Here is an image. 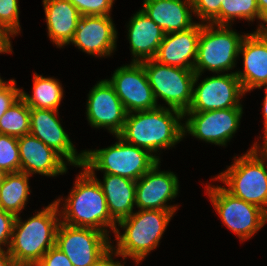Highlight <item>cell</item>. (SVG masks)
I'll use <instances>...</instances> for the list:
<instances>
[{
  "instance_id": "1",
  "label": "cell",
  "mask_w": 267,
  "mask_h": 266,
  "mask_svg": "<svg viewBox=\"0 0 267 266\" xmlns=\"http://www.w3.org/2000/svg\"><path fill=\"white\" fill-rule=\"evenodd\" d=\"M183 118L181 111L163 105L152 110L127 113L118 136L153 155V152L173 147L182 140L184 125L180 121Z\"/></svg>"
},
{
  "instance_id": "2",
  "label": "cell",
  "mask_w": 267,
  "mask_h": 266,
  "mask_svg": "<svg viewBox=\"0 0 267 266\" xmlns=\"http://www.w3.org/2000/svg\"><path fill=\"white\" fill-rule=\"evenodd\" d=\"M62 198L54 200L42 211L22 222L16 216L7 251L16 266H35L43 255L55 246L56 233L61 222L59 205Z\"/></svg>"
},
{
  "instance_id": "3",
  "label": "cell",
  "mask_w": 267,
  "mask_h": 266,
  "mask_svg": "<svg viewBox=\"0 0 267 266\" xmlns=\"http://www.w3.org/2000/svg\"><path fill=\"white\" fill-rule=\"evenodd\" d=\"M82 170L60 210L61 222L73 227L93 228L107 235V227L115 232L117 224L110 216L102 188L85 168Z\"/></svg>"
},
{
  "instance_id": "4",
  "label": "cell",
  "mask_w": 267,
  "mask_h": 266,
  "mask_svg": "<svg viewBox=\"0 0 267 266\" xmlns=\"http://www.w3.org/2000/svg\"><path fill=\"white\" fill-rule=\"evenodd\" d=\"M175 211L138 210L118 222L125 232L121 235L115 230L116 248L112 246L114 256L124 259L130 257L139 264L159 245L165 229ZM116 250V251H115Z\"/></svg>"
},
{
  "instance_id": "5",
  "label": "cell",
  "mask_w": 267,
  "mask_h": 266,
  "mask_svg": "<svg viewBox=\"0 0 267 266\" xmlns=\"http://www.w3.org/2000/svg\"><path fill=\"white\" fill-rule=\"evenodd\" d=\"M259 147L255 142L248 152L235 157L233 164L214 179L228 186L224 189L234 197L258 206L267 214V145Z\"/></svg>"
},
{
  "instance_id": "6",
  "label": "cell",
  "mask_w": 267,
  "mask_h": 266,
  "mask_svg": "<svg viewBox=\"0 0 267 266\" xmlns=\"http://www.w3.org/2000/svg\"><path fill=\"white\" fill-rule=\"evenodd\" d=\"M118 141L110 147L84 151L82 168L88 172L94 170L139 180L155 164L159 156L152 155L148 150L125 142L116 135Z\"/></svg>"
},
{
  "instance_id": "7",
  "label": "cell",
  "mask_w": 267,
  "mask_h": 266,
  "mask_svg": "<svg viewBox=\"0 0 267 266\" xmlns=\"http://www.w3.org/2000/svg\"><path fill=\"white\" fill-rule=\"evenodd\" d=\"M230 28L231 25L201 23L197 58L193 68L196 74L202 75L205 70L218 74L235 67L241 42L246 34L240 35Z\"/></svg>"
},
{
  "instance_id": "8",
  "label": "cell",
  "mask_w": 267,
  "mask_h": 266,
  "mask_svg": "<svg viewBox=\"0 0 267 266\" xmlns=\"http://www.w3.org/2000/svg\"><path fill=\"white\" fill-rule=\"evenodd\" d=\"M140 63L146 71L156 101L160 97L168 108L179 110L184 114L192 101L195 71L163 65L154 59Z\"/></svg>"
},
{
  "instance_id": "9",
  "label": "cell",
  "mask_w": 267,
  "mask_h": 266,
  "mask_svg": "<svg viewBox=\"0 0 267 266\" xmlns=\"http://www.w3.org/2000/svg\"><path fill=\"white\" fill-rule=\"evenodd\" d=\"M109 236L93 228L73 227L60 222L55 246L73 266H95L111 251Z\"/></svg>"
},
{
  "instance_id": "10",
  "label": "cell",
  "mask_w": 267,
  "mask_h": 266,
  "mask_svg": "<svg viewBox=\"0 0 267 266\" xmlns=\"http://www.w3.org/2000/svg\"><path fill=\"white\" fill-rule=\"evenodd\" d=\"M208 196L223 224L241 241L250 239L267 222V214L258 206L236 198L224 186H207Z\"/></svg>"
},
{
  "instance_id": "11",
  "label": "cell",
  "mask_w": 267,
  "mask_h": 266,
  "mask_svg": "<svg viewBox=\"0 0 267 266\" xmlns=\"http://www.w3.org/2000/svg\"><path fill=\"white\" fill-rule=\"evenodd\" d=\"M200 74L194 78L192 101L186 112H205L226 108H243L240 97L245 94L236 72L208 77L196 86Z\"/></svg>"
},
{
  "instance_id": "12",
  "label": "cell",
  "mask_w": 267,
  "mask_h": 266,
  "mask_svg": "<svg viewBox=\"0 0 267 266\" xmlns=\"http://www.w3.org/2000/svg\"><path fill=\"white\" fill-rule=\"evenodd\" d=\"M243 108H226L205 112H185L184 137L188 132L206 143L226 146L237 132Z\"/></svg>"
},
{
  "instance_id": "13",
  "label": "cell",
  "mask_w": 267,
  "mask_h": 266,
  "mask_svg": "<svg viewBox=\"0 0 267 266\" xmlns=\"http://www.w3.org/2000/svg\"><path fill=\"white\" fill-rule=\"evenodd\" d=\"M113 86L127 113L152 110L159 105L141 63L131 62L116 69L107 79Z\"/></svg>"
},
{
  "instance_id": "14",
  "label": "cell",
  "mask_w": 267,
  "mask_h": 266,
  "mask_svg": "<svg viewBox=\"0 0 267 266\" xmlns=\"http://www.w3.org/2000/svg\"><path fill=\"white\" fill-rule=\"evenodd\" d=\"M87 119L94 128H107L118 135L126 121L127 111L107 79L98 81L88 94Z\"/></svg>"
},
{
  "instance_id": "15",
  "label": "cell",
  "mask_w": 267,
  "mask_h": 266,
  "mask_svg": "<svg viewBox=\"0 0 267 266\" xmlns=\"http://www.w3.org/2000/svg\"><path fill=\"white\" fill-rule=\"evenodd\" d=\"M160 161L136 181L135 205L140 210L176 211L166 202L178 195L179 180L171 171H160Z\"/></svg>"
},
{
  "instance_id": "16",
  "label": "cell",
  "mask_w": 267,
  "mask_h": 266,
  "mask_svg": "<svg viewBox=\"0 0 267 266\" xmlns=\"http://www.w3.org/2000/svg\"><path fill=\"white\" fill-rule=\"evenodd\" d=\"M57 115V110L30 108V134L59 153L66 163L82 167L84 151L77 153Z\"/></svg>"
},
{
  "instance_id": "17",
  "label": "cell",
  "mask_w": 267,
  "mask_h": 266,
  "mask_svg": "<svg viewBox=\"0 0 267 266\" xmlns=\"http://www.w3.org/2000/svg\"><path fill=\"white\" fill-rule=\"evenodd\" d=\"M112 21L110 16H81L70 43L92 56H110L117 41Z\"/></svg>"
},
{
  "instance_id": "18",
  "label": "cell",
  "mask_w": 267,
  "mask_h": 266,
  "mask_svg": "<svg viewBox=\"0 0 267 266\" xmlns=\"http://www.w3.org/2000/svg\"><path fill=\"white\" fill-rule=\"evenodd\" d=\"M243 56L244 71H237L244 92L267 84V30H256L243 38L239 55Z\"/></svg>"
},
{
  "instance_id": "19",
  "label": "cell",
  "mask_w": 267,
  "mask_h": 266,
  "mask_svg": "<svg viewBox=\"0 0 267 266\" xmlns=\"http://www.w3.org/2000/svg\"><path fill=\"white\" fill-rule=\"evenodd\" d=\"M21 172L54 177L67 172L64 158L31 134L18 138Z\"/></svg>"
},
{
  "instance_id": "20",
  "label": "cell",
  "mask_w": 267,
  "mask_h": 266,
  "mask_svg": "<svg viewBox=\"0 0 267 266\" xmlns=\"http://www.w3.org/2000/svg\"><path fill=\"white\" fill-rule=\"evenodd\" d=\"M200 32L199 22L188 30L165 34L154 60L163 65L193 69Z\"/></svg>"
},
{
  "instance_id": "21",
  "label": "cell",
  "mask_w": 267,
  "mask_h": 266,
  "mask_svg": "<svg viewBox=\"0 0 267 266\" xmlns=\"http://www.w3.org/2000/svg\"><path fill=\"white\" fill-rule=\"evenodd\" d=\"M165 34L188 30L193 22L192 0H144L141 9Z\"/></svg>"
},
{
  "instance_id": "22",
  "label": "cell",
  "mask_w": 267,
  "mask_h": 266,
  "mask_svg": "<svg viewBox=\"0 0 267 266\" xmlns=\"http://www.w3.org/2000/svg\"><path fill=\"white\" fill-rule=\"evenodd\" d=\"M128 27V40L132 62L140 63L154 59L165 33L142 10L131 17Z\"/></svg>"
},
{
  "instance_id": "23",
  "label": "cell",
  "mask_w": 267,
  "mask_h": 266,
  "mask_svg": "<svg viewBox=\"0 0 267 266\" xmlns=\"http://www.w3.org/2000/svg\"><path fill=\"white\" fill-rule=\"evenodd\" d=\"M47 30L57 47L70 44L81 18L80 12L69 0H43Z\"/></svg>"
},
{
  "instance_id": "24",
  "label": "cell",
  "mask_w": 267,
  "mask_h": 266,
  "mask_svg": "<svg viewBox=\"0 0 267 266\" xmlns=\"http://www.w3.org/2000/svg\"><path fill=\"white\" fill-rule=\"evenodd\" d=\"M89 173L102 188L110 216L116 223L134 213L136 181L122 176L104 174L101 182L94 172Z\"/></svg>"
},
{
  "instance_id": "25",
  "label": "cell",
  "mask_w": 267,
  "mask_h": 266,
  "mask_svg": "<svg viewBox=\"0 0 267 266\" xmlns=\"http://www.w3.org/2000/svg\"><path fill=\"white\" fill-rule=\"evenodd\" d=\"M29 176L21 171L6 174L0 186V209L19 215L30 194Z\"/></svg>"
},
{
  "instance_id": "26",
  "label": "cell",
  "mask_w": 267,
  "mask_h": 266,
  "mask_svg": "<svg viewBox=\"0 0 267 266\" xmlns=\"http://www.w3.org/2000/svg\"><path fill=\"white\" fill-rule=\"evenodd\" d=\"M33 95L21 90L20 97L29 108L57 110L63 98V88L59 80L34 73Z\"/></svg>"
},
{
  "instance_id": "27",
  "label": "cell",
  "mask_w": 267,
  "mask_h": 266,
  "mask_svg": "<svg viewBox=\"0 0 267 266\" xmlns=\"http://www.w3.org/2000/svg\"><path fill=\"white\" fill-rule=\"evenodd\" d=\"M0 134L16 138L30 134V108L21 97L0 118Z\"/></svg>"
},
{
  "instance_id": "28",
  "label": "cell",
  "mask_w": 267,
  "mask_h": 266,
  "mask_svg": "<svg viewBox=\"0 0 267 266\" xmlns=\"http://www.w3.org/2000/svg\"><path fill=\"white\" fill-rule=\"evenodd\" d=\"M260 20L256 0H223L220 5L219 25H229L234 19Z\"/></svg>"
},
{
  "instance_id": "29",
  "label": "cell",
  "mask_w": 267,
  "mask_h": 266,
  "mask_svg": "<svg viewBox=\"0 0 267 266\" xmlns=\"http://www.w3.org/2000/svg\"><path fill=\"white\" fill-rule=\"evenodd\" d=\"M0 169L6 173L21 171L18 138L0 134Z\"/></svg>"
},
{
  "instance_id": "30",
  "label": "cell",
  "mask_w": 267,
  "mask_h": 266,
  "mask_svg": "<svg viewBox=\"0 0 267 266\" xmlns=\"http://www.w3.org/2000/svg\"><path fill=\"white\" fill-rule=\"evenodd\" d=\"M18 0H0V30L9 38L20 33Z\"/></svg>"
},
{
  "instance_id": "31",
  "label": "cell",
  "mask_w": 267,
  "mask_h": 266,
  "mask_svg": "<svg viewBox=\"0 0 267 266\" xmlns=\"http://www.w3.org/2000/svg\"><path fill=\"white\" fill-rule=\"evenodd\" d=\"M81 16H110L114 0H69Z\"/></svg>"
},
{
  "instance_id": "32",
  "label": "cell",
  "mask_w": 267,
  "mask_h": 266,
  "mask_svg": "<svg viewBox=\"0 0 267 266\" xmlns=\"http://www.w3.org/2000/svg\"><path fill=\"white\" fill-rule=\"evenodd\" d=\"M223 0H192L193 14L201 22L219 25L220 5Z\"/></svg>"
},
{
  "instance_id": "33",
  "label": "cell",
  "mask_w": 267,
  "mask_h": 266,
  "mask_svg": "<svg viewBox=\"0 0 267 266\" xmlns=\"http://www.w3.org/2000/svg\"><path fill=\"white\" fill-rule=\"evenodd\" d=\"M16 80H9L0 88V118L20 98L21 90L16 86Z\"/></svg>"
},
{
  "instance_id": "34",
  "label": "cell",
  "mask_w": 267,
  "mask_h": 266,
  "mask_svg": "<svg viewBox=\"0 0 267 266\" xmlns=\"http://www.w3.org/2000/svg\"><path fill=\"white\" fill-rule=\"evenodd\" d=\"M15 218L14 214L0 209V250H4L2 245L9 248Z\"/></svg>"
},
{
  "instance_id": "35",
  "label": "cell",
  "mask_w": 267,
  "mask_h": 266,
  "mask_svg": "<svg viewBox=\"0 0 267 266\" xmlns=\"http://www.w3.org/2000/svg\"><path fill=\"white\" fill-rule=\"evenodd\" d=\"M35 266H73L68 257L56 246L51 247Z\"/></svg>"
},
{
  "instance_id": "36",
  "label": "cell",
  "mask_w": 267,
  "mask_h": 266,
  "mask_svg": "<svg viewBox=\"0 0 267 266\" xmlns=\"http://www.w3.org/2000/svg\"><path fill=\"white\" fill-rule=\"evenodd\" d=\"M256 1L260 12V21L267 24V0H256ZM262 22L257 30H267V26L262 24Z\"/></svg>"
},
{
  "instance_id": "37",
  "label": "cell",
  "mask_w": 267,
  "mask_h": 266,
  "mask_svg": "<svg viewBox=\"0 0 267 266\" xmlns=\"http://www.w3.org/2000/svg\"><path fill=\"white\" fill-rule=\"evenodd\" d=\"M10 52L12 53L10 38L0 30V53Z\"/></svg>"
},
{
  "instance_id": "38",
  "label": "cell",
  "mask_w": 267,
  "mask_h": 266,
  "mask_svg": "<svg viewBox=\"0 0 267 266\" xmlns=\"http://www.w3.org/2000/svg\"><path fill=\"white\" fill-rule=\"evenodd\" d=\"M265 87V97L263 101V117H264V144L267 145V84L263 85Z\"/></svg>"
},
{
  "instance_id": "39",
  "label": "cell",
  "mask_w": 267,
  "mask_h": 266,
  "mask_svg": "<svg viewBox=\"0 0 267 266\" xmlns=\"http://www.w3.org/2000/svg\"><path fill=\"white\" fill-rule=\"evenodd\" d=\"M0 266H16L7 250H0Z\"/></svg>"
},
{
  "instance_id": "40",
  "label": "cell",
  "mask_w": 267,
  "mask_h": 266,
  "mask_svg": "<svg viewBox=\"0 0 267 266\" xmlns=\"http://www.w3.org/2000/svg\"><path fill=\"white\" fill-rule=\"evenodd\" d=\"M114 253L111 251L102 261H100L95 266H124L119 261H114L113 256Z\"/></svg>"
},
{
  "instance_id": "41",
  "label": "cell",
  "mask_w": 267,
  "mask_h": 266,
  "mask_svg": "<svg viewBox=\"0 0 267 266\" xmlns=\"http://www.w3.org/2000/svg\"><path fill=\"white\" fill-rule=\"evenodd\" d=\"M6 174L7 173L4 170L0 169V186L3 184Z\"/></svg>"
},
{
  "instance_id": "42",
  "label": "cell",
  "mask_w": 267,
  "mask_h": 266,
  "mask_svg": "<svg viewBox=\"0 0 267 266\" xmlns=\"http://www.w3.org/2000/svg\"><path fill=\"white\" fill-rule=\"evenodd\" d=\"M6 83L7 81H3L0 77V88H2Z\"/></svg>"
}]
</instances>
